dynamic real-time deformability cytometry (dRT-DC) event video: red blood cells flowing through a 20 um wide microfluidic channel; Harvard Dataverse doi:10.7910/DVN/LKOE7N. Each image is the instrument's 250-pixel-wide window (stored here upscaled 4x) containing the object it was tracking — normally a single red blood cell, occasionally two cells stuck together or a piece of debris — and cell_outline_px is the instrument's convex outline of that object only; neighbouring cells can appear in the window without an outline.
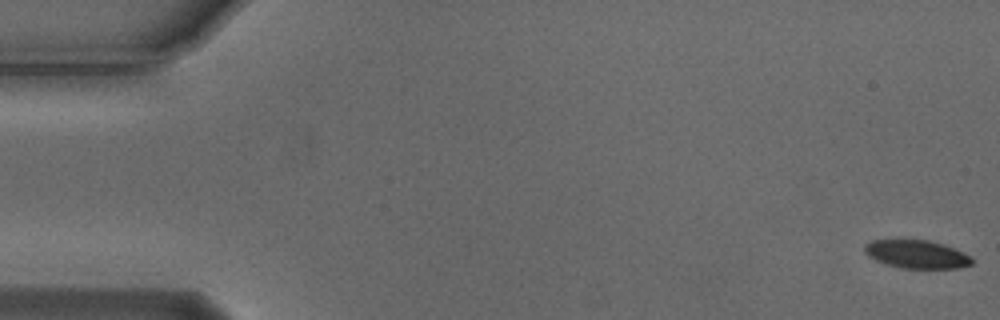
{"species": "Egyptian fruit bat (a non-hibernating species)", "species_latin": "Rousettus aegyptiacus", "temperature_condition": "cold", "stored_images_in_passage": 55, "camera_frame_rate_fps": 3000, "um_per_image_px": 0.085, "animal": {"sex": "male"}, "frame": {"image": 1, "passage_image": 1, "time_ms": 0.0, "image_size_px": [1000, 320], "cell_outline_px": [[972, 264], [960, 268], [900, 268], [876, 260], [868, 256], [864, 252], [864, 244], [872, 240], [928, 240], [944, 244], [964, 252], [972, 256]], "centroid_in_image_um": [77.93, 21.61], "position_along_channel_um": 7.1, "area_um2": 17.69}}
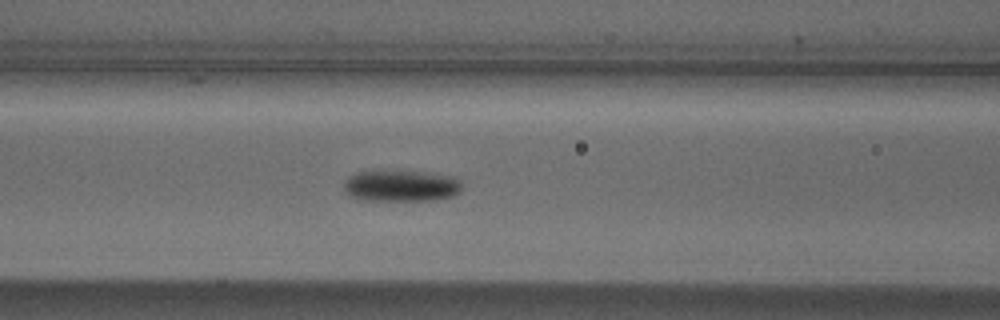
{"frame": {"image": 2, "passage_image": 23, "time_ms": 7.333, "image_size_px": [1000, 320], "cell_outline_px": [[460, 192], [452, 196], [432, 200], [364, 200], [348, 196], [344, 188], [344, 180], [348, 176], [356, 172], [380, 168], [392, 168], [432, 172], [456, 176], [460, 180]], "centroid_in_image_um": [34.05, 15.73], "position_along_channel_um": 132.5, "area_um2": 22.83}}
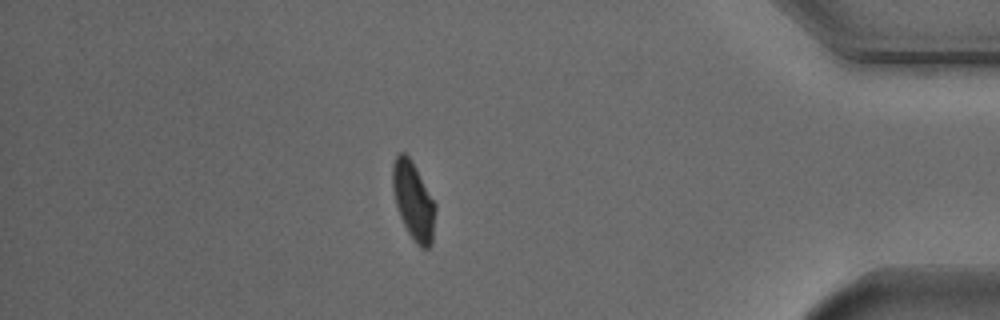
{"frame": {"image": 3, "passage_image": 48, "time_ms": 15.667, "image_size_px": [1000, 320], "cell_outline_px": [[436, 208], [432, 244], [428, 248], [420, 248], [412, 240], [400, 216], [396, 204], [392, 188], [392, 164], [396, 156], [400, 152], [404, 152], [412, 160], [436, 204]], "centroid_in_image_um": [35.14, 17.08], "position_along_channel_um": 400.1, "area_um2": 19.54}, "authors_computed_cell_mechanics": {"area_um2": 19.8832, "velocity_mm_per_s": 3.7107, "shape_relaxation_time_tau1_ms": 2.6208, "shape_relaxation_time_tau2_ms": null, "deformation_change_tau1": 0.1049, "deformation_change_tau2": null}}